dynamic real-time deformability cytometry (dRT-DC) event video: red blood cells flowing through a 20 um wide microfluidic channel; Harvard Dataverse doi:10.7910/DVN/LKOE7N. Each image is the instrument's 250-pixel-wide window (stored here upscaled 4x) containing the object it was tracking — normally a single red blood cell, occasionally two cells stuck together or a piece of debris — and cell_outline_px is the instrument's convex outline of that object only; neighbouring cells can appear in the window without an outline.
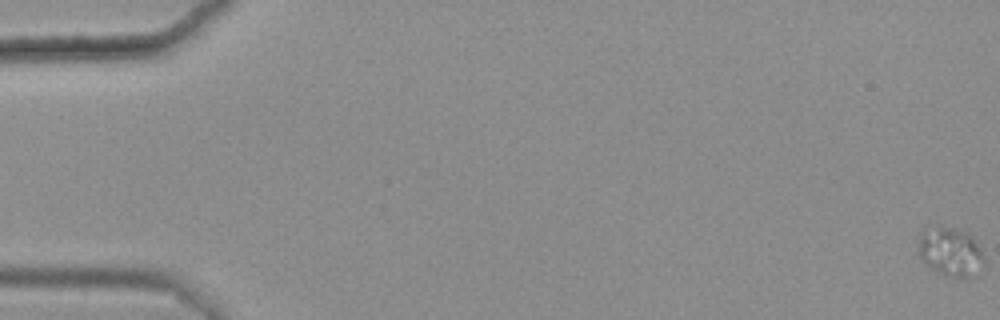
{"species": "common noctule bat (a hibernating species)", "species_latin": "Nyctalus noctula", "temperature_condition": "warm", "stored_images_in_passage": 51, "camera_frame_rate_fps": 3000, "um_per_image_px": 0.085, "animal": {"sex": "female", "body_mass_g": 25.1}, "frame": {"image": 1, "passage_image": 1, "time_ms": 0.0, "image_size_px": [1000, 320], "cell_outline_px": [[984, 260], [976, 276], [968, 280], [960, 280], [944, 276], [928, 268], [920, 260], [920, 236], [924, 232], [940, 228], [948, 228], [964, 232], [980, 248], [984, 256]], "centroid_in_image_um": [80.82, 21.56], "position_along_channel_um": 4.2, "area_um2": 18.44}}
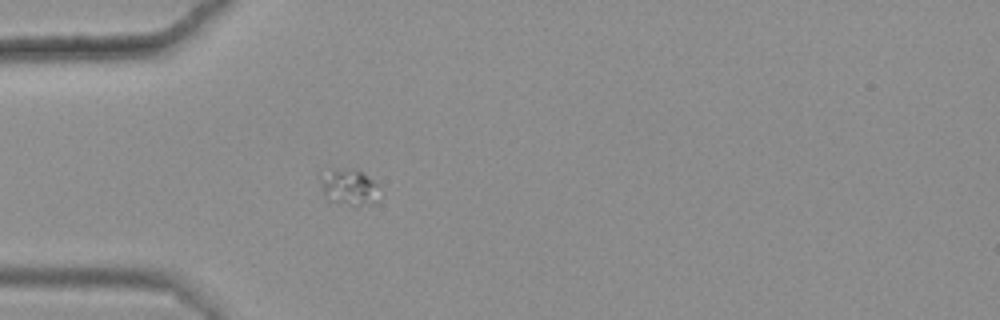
{"frame": {"image": 2, "passage_image": 19, "time_ms": 6.0, "image_size_px": [1000, 320], "cell_outline_px": [[376, 200], [368, 204], [352, 208], [328, 200], [324, 196], [324, 184], [332, 172], [356, 168], [376, 184]], "centroid_in_image_um": [29.75, 16.02], "position_along_channel_um": 55.2, "area_um2": 11.39}}
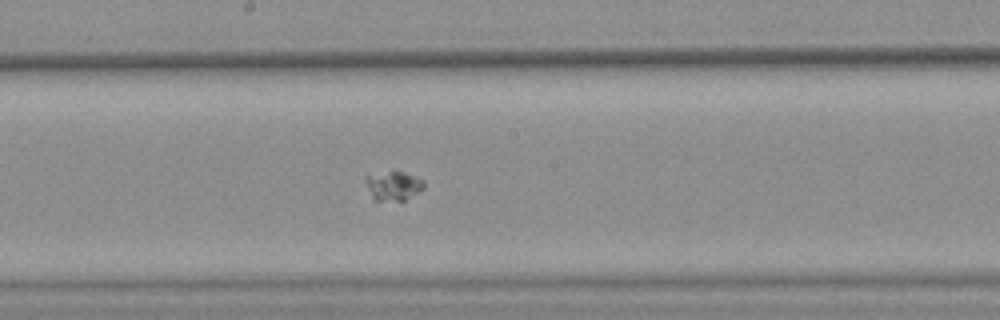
{"frame": {"image": 3, "passage_image": 33, "time_ms": 10.667, "image_size_px": [1000, 320], "cell_outline_px": [[424, 188], [420, 192], [404, 200], [376, 200], [372, 196], [364, 180], [364, 176], [392, 168], [396, 168], [424, 180]], "centroid_in_image_um": [33.44, 15.71], "position_along_channel_um": 214.8, "area_um2": 10.35}}